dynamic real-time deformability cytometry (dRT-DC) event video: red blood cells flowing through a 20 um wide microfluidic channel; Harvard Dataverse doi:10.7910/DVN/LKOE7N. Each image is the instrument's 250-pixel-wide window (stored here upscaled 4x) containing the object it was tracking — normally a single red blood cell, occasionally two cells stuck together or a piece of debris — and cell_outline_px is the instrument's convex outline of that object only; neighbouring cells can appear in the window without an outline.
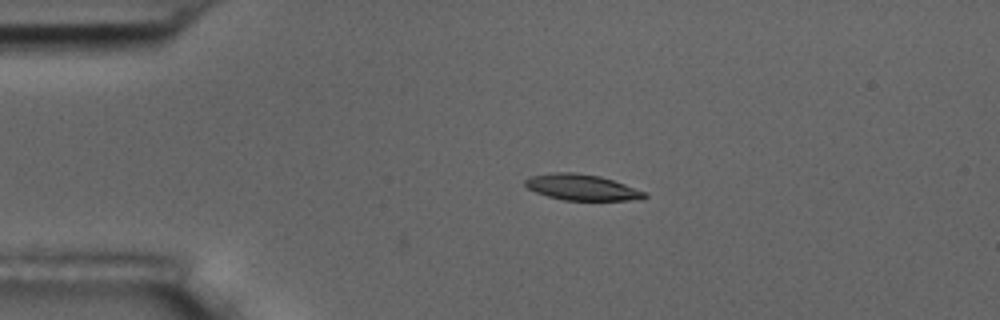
{"species": "common noctule bat (a hibernating species)", "species_latin": "Nyctalus noctula", "temperature_condition": "room temperature", "stored_images_in_passage": 4, "camera_frame_rate_fps": 3000, "um_per_image_px": 0.085, "animal": {"sex": "male", "body_mass_g": 17.5, "forearm_length_mm": 52.3}, "frame": {"image": 1, "passage_image": 3, "time_ms": 3.0, "image_size_px": [1000, 320], "cell_outline_px": [[648, 196], [640, 200], [564, 200], [548, 196], [536, 192], [528, 188], [524, 184], [524, 180], [532, 176], [552, 172], [576, 172], [600, 176], [648, 192]], "centroid_in_image_um": [49.49, 15.92], "position_along_channel_um": 35.5, "area_um2": 18.09}}